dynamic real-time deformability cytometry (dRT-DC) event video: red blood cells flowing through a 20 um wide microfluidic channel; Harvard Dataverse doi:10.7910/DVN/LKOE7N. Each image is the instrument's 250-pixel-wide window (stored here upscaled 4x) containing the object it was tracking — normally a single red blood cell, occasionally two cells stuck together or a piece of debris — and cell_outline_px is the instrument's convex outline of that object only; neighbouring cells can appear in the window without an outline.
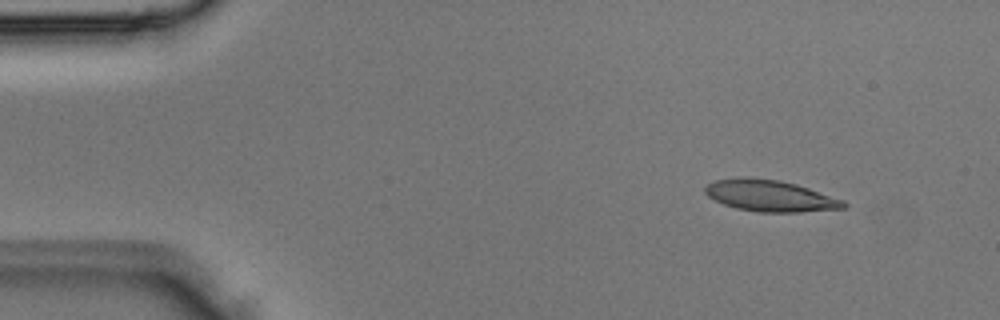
{"species": "Egyptian fruit bat (a non-hibernating species)", "species_latin": "Rousettus aegyptiacus", "temperature_condition": "room temperature", "stored_images_in_passage": 3, "camera_frame_rate_fps": 3000, "um_per_image_px": 0.085, "animal": {"sex": "male"}, "frame": {"image": 1, "passage_image": 1, "time_ms": 0.0, "image_size_px": [1000, 320], "cell_outline_px": [[848, 204], [844, 208], [800, 212], [760, 212], [736, 208], [724, 204], [708, 196], [704, 192], [704, 188], [708, 184], [716, 180], [736, 176], [748, 176], [780, 180], [796, 184], [844, 200]], "centroid_in_image_um": [65.44, 16.62], "position_along_channel_um": 19.6, "area_um2": 25.49}}
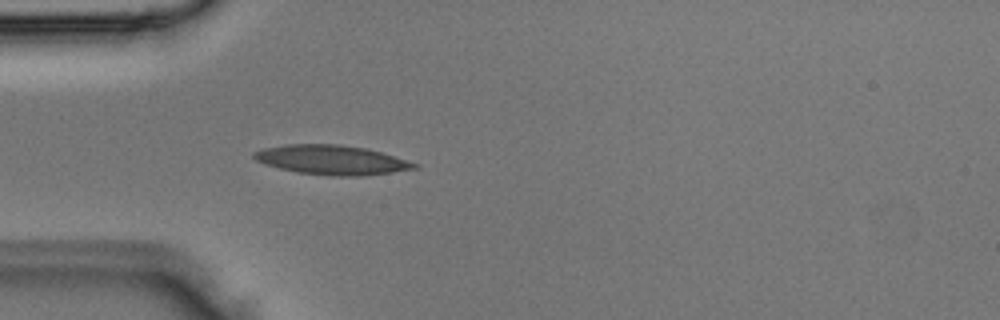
{"frame": {"image": 2, "passage_image": 3, "time_ms": 0.667, "image_size_px": [1000, 320], "cell_outline_px": [[420, 164], [416, 168], [392, 172], [360, 176], [332, 176], [300, 172], [280, 168], [264, 164], [256, 160], [252, 156], [252, 152], [264, 148], [288, 144], [340, 144], [368, 148]], "centroid_in_image_um": [28.19, 13.58], "position_along_channel_um": 56.8, "area_um2": 27.46}}